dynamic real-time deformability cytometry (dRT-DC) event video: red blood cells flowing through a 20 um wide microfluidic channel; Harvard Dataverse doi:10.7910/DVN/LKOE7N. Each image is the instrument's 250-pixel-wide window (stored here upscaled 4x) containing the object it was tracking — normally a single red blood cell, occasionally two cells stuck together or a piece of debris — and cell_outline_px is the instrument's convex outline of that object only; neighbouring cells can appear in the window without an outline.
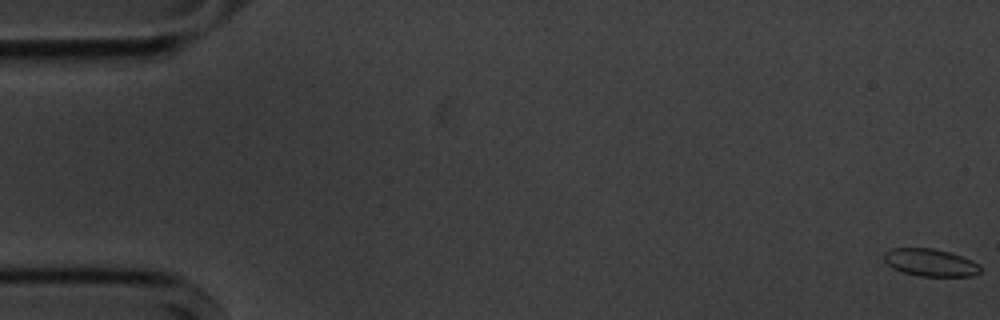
{"species": "common noctule bat (a hibernating species)", "species_latin": "Nyctalus noctula", "temperature_condition": "cold", "stored_images_in_passage": 57, "camera_frame_rate_fps": 3000, "um_per_image_px": 0.085, "animal": {"sex": "male", "body_mass_g": 20.1, "forearm_length_mm": 53.5}, "frame": {"image": 1, "passage_image": 1, "time_ms": 0.0, "image_size_px": [1000, 320], "cell_outline_px": [[980, 272], [972, 276], [920, 276], [904, 272], [892, 268], [884, 260], [884, 252], [892, 248], [932, 248], [948, 252], [972, 260], [980, 264]], "centroid_in_image_um": [79.08, 22.31], "position_along_channel_um": 5.9, "area_um2": 15.32}}
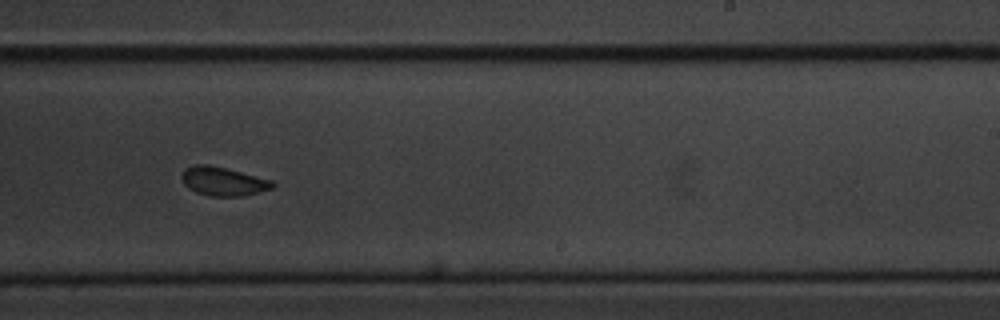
{"frame": {"image": 2, "passage_image": 35, "time_ms": 11.333, "image_size_px": [1000, 320], "cell_outline_px": [[276, 184], [272, 188], [240, 196], [208, 196], [196, 192], [188, 188], [184, 184], [180, 176], [188, 168], [196, 164], [208, 164], [272, 180]], "centroid_in_image_um": [18.95, 15.42], "position_along_channel_um": 270.1, "area_um2": 14.91}}
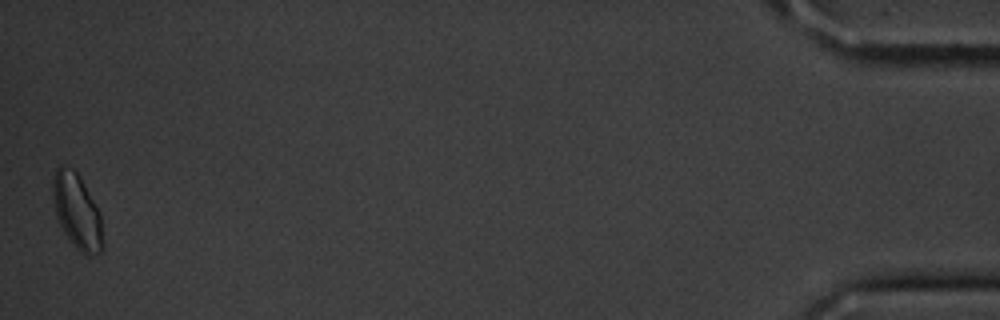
{"frame": {"image": 3, "passage_image": 56, "time_ms": 18.333, "image_size_px": [1000, 320], "cell_outline_px": [[104, 248], [100, 252], [88, 256], [84, 256], [72, 244], [64, 232], [56, 216], [52, 200], [52, 176], [56, 168], [60, 164], [64, 164], [72, 168], [80, 176], [100, 212], [104, 244]], "centroid_in_image_um": [6.53, 17.95], "position_along_channel_um": 428.7, "area_um2": 22.37}}